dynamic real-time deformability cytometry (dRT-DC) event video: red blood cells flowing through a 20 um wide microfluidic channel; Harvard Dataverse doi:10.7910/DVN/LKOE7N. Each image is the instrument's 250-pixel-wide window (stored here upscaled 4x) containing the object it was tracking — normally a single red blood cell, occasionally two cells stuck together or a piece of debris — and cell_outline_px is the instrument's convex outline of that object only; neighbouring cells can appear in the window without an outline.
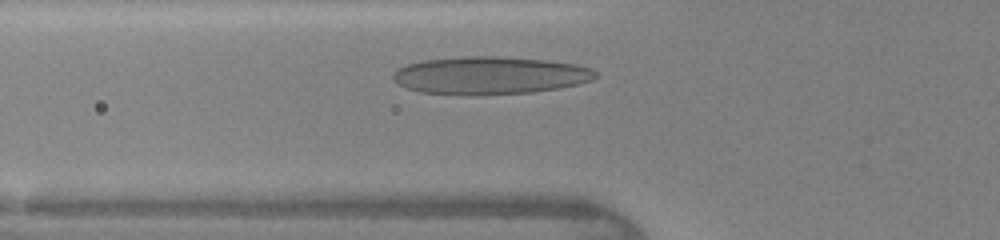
{"species": "human", "species_latin": "Homo sapiens", "temperature_condition": "warm", "stored_images_in_passage": 27, "camera_frame_rate_fps": 3000, "um_per_image_px": 0.085, "donor": {"sex": "female"}, "frame": {"image": 1, "passage_image": 6, "time_ms": 1.667, "image_size_px": [1000, 240], "cell_outline_px": [[596, 76], [592, 80], [580, 84], [560, 88], [532, 92], [484, 96], [468, 96], [420, 92], [404, 88], [392, 76], [396, 68], [408, 64], [424, 60], [468, 56], [496, 56], [544, 60], [576, 64], [592, 68], [596, 72]], "centroid_in_image_um": [41.64, 6.43], "position_along_channel_um": 84.2, "area_um2": 44.97}}
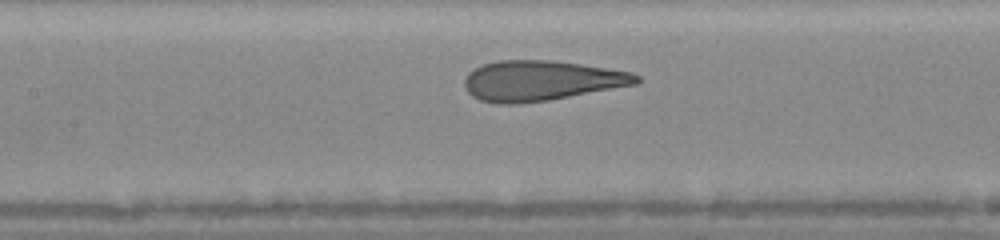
{"frame": {"image": 2, "passage_image": 11, "time_ms": 3.333, "image_size_px": [1000, 240], "cell_outline_px": [[640, 80], [636, 84], [548, 100], [508, 104], [500, 104], [480, 100], [472, 96], [464, 88], [464, 80], [468, 72], [484, 64], [496, 60], [552, 60], [580, 64], [632, 72], [640, 76]], "centroid_in_image_um": [45.97, 6.85], "position_along_channel_um": 161.4, "area_um2": 40.0}}
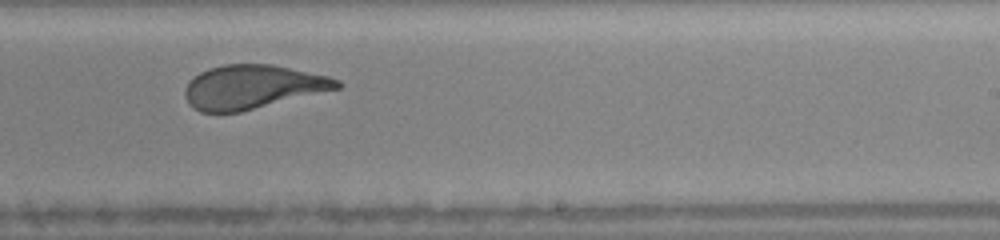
{"frame": {"image": 3, "passage_image": 18, "time_ms": 5.667, "image_size_px": [1000, 240], "cell_outline_px": [[344, 84], [340, 88], [240, 112], [200, 112], [192, 108], [188, 104], [184, 96], [184, 88], [188, 80], [200, 72], [208, 68], [224, 64], [272, 64], [328, 76], [340, 80]], "centroid_in_image_um": [21.43, 7.39], "position_along_channel_um": 267.6, "area_um2": 39.07}}